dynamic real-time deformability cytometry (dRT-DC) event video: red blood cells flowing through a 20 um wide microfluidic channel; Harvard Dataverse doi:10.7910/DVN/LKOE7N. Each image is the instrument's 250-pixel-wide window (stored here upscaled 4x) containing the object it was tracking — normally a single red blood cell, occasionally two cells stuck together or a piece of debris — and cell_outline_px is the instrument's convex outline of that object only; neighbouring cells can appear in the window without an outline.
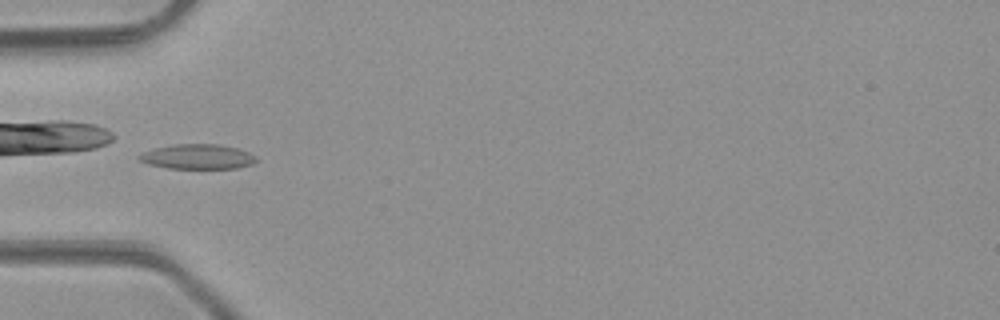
{"species": "common noctule bat (a hibernating species)", "species_latin": "Nyctalus noctula", "temperature_condition": "room temperature", "stored_images_in_passage": 33, "camera_frame_rate_fps": 3000, "um_per_image_px": 0.085, "animal": {"sex": "male", "body_mass_g": 23.1, "forearm_length_mm": 52.7}, "frame": {"image": 1, "passage_image": 6, "time_ms": 1.667, "image_size_px": [1000, 320], "cell_outline_px": [[256, 160], [252, 164], [236, 168], [168, 168], [148, 164], [140, 160], [136, 156], [144, 152], [156, 148], [176, 144], [216, 144], [240, 148], [256, 156]], "centroid_in_image_um": [16.81, 13.31], "position_along_channel_um": 68.2, "area_um2": 16.82}}